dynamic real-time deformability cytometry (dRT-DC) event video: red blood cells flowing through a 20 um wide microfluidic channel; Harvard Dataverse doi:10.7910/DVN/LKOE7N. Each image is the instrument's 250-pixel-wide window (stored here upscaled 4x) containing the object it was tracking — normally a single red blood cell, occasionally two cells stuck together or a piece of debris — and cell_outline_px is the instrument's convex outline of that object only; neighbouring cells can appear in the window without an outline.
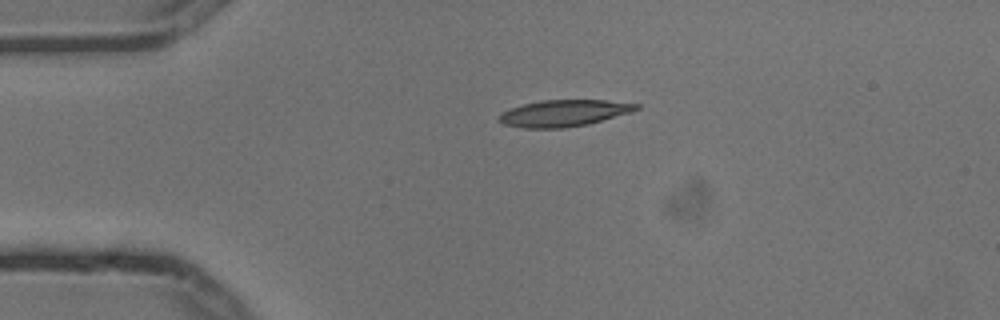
{"species": "common noctule bat (a hibernating species)", "species_latin": "Nyctalus noctula", "temperature_condition": "cold", "stored_images_in_passage": 1, "camera_frame_rate_fps": 3000, "um_per_image_px": 0.085, "animal": {"sex": "male", "body_mass_g": 13.3}, "frame": {"image": 1, "passage_image": 1, "time_ms": 0.0, "image_size_px": [1000, 320], "cell_outline_px": [[640, 108], [632, 112], [588, 124], [564, 128], [524, 128], [504, 124], [496, 120], [496, 116], [500, 112], [508, 108], [540, 100], [608, 100], [640, 104]], "centroid_in_image_um": [47.89, 9.61], "position_along_channel_um": 37.1, "area_um2": 21.56}}